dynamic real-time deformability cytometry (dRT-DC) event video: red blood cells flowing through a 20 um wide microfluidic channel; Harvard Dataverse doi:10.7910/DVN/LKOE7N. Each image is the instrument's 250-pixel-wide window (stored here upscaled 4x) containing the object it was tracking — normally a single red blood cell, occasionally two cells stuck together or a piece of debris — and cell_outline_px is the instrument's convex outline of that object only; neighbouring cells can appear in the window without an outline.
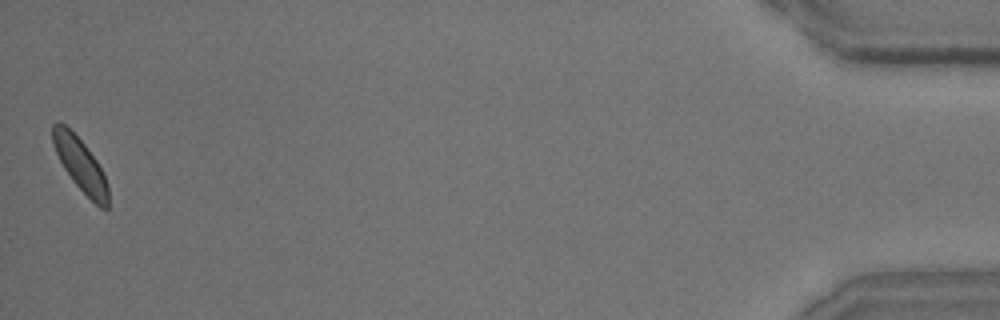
{"species": "common noctule bat (a hibernating species)", "species_latin": "Nyctalus noctula", "temperature_condition": "room temperature", "stored_images_in_passage": 50, "camera_frame_rate_fps": 3000, "um_per_image_px": 0.085, "animal": {"sex": "male", "body_mass_g": 15.6}, "frame": {"image": 1, "passage_image": 50, "time_ms": 16.333, "image_size_px": [1000, 320], "cell_outline_px": [[108, 208], [100, 208], [72, 180], [64, 168], [56, 152], [52, 140], [52, 124], [56, 120], [60, 120], [84, 144], [96, 160], [104, 172], [108, 184]], "centroid_in_image_um": [6.83, 13.97], "position_along_channel_um": 428.4, "area_um2": 16.99}, "authors_computed_cell_mechanics": {"area_um2": 17.7446, "velocity_mm_per_s": 4.0279, "shape_relaxation_time_tau1_ms": 2.3591, "shape_relaxation_time_tau2_ms": 2.7542, "deformation_change_tau1": 0.0632, "deformation_change_tau2": 0.049}}